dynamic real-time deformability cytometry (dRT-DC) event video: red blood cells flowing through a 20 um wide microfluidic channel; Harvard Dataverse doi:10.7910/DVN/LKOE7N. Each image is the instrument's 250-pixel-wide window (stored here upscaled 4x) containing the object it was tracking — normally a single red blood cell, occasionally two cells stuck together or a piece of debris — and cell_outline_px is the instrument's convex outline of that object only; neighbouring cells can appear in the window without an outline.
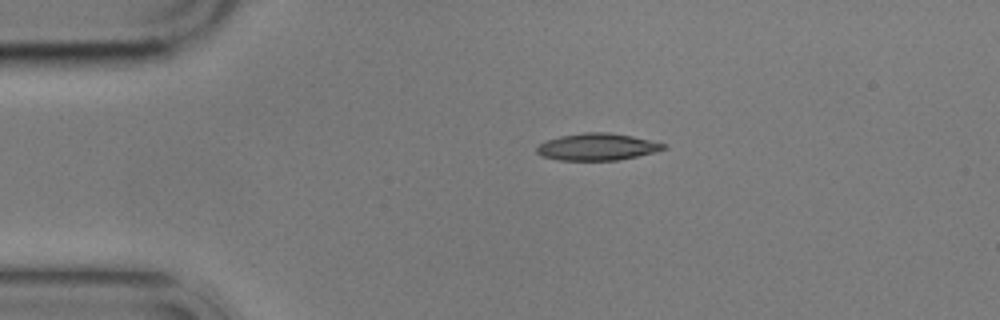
{"species": "common noctule bat (a hibernating species)", "species_latin": "Nyctalus noctula", "temperature_condition": "cold", "stored_images_in_passage": 2, "camera_frame_rate_fps": 3000, "um_per_image_px": 0.085, "animal": {"sex": "male", "body_mass_g": 17.9}, "frame": {"image": 1, "passage_image": 1, "time_ms": 0.0, "image_size_px": [1000, 320], "cell_outline_px": [[668, 148], [656, 152], [616, 160], [560, 160], [540, 156], [536, 152], [536, 148], [540, 144], [548, 140], [560, 136], [584, 132], [608, 132], [632, 136], [668, 144]], "centroid_in_image_um": [50.79, 12.48], "position_along_channel_um": 34.2, "area_um2": 19.94}}